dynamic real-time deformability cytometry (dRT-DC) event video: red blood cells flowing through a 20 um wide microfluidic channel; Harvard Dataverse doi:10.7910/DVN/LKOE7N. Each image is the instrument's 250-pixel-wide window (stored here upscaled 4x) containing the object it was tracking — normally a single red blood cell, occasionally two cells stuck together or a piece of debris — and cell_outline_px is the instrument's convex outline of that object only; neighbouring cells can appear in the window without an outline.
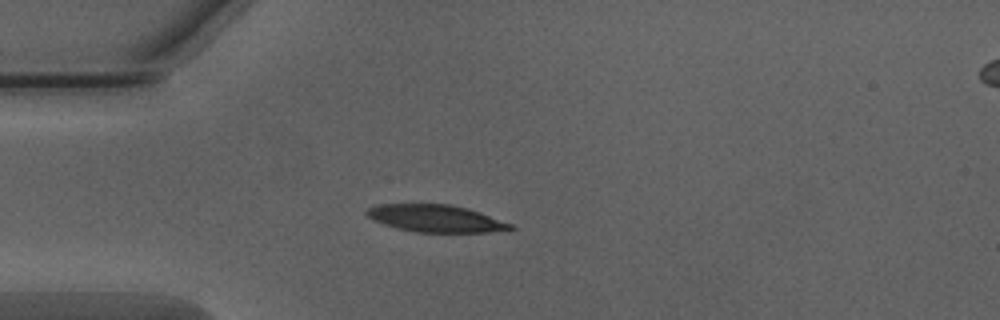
{"species": "Egyptian fruit bat (a non-hibernating species)", "species_latin": "Rousettus aegyptiacus", "temperature_condition": "warm", "stored_images_in_passage": 44, "camera_frame_rate_fps": 3000, "um_per_image_px": 0.085, "animal": {"sex": "male"}, "frame": {"image": 1, "passage_image": 10, "time_ms": 3.0, "image_size_px": [1000, 320], "cell_outline_px": [[516, 228], [508, 232], [416, 232], [396, 228], [372, 220], [364, 212], [368, 208], [376, 204], [452, 204], [468, 208], [480, 212], [512, 224]], "centroid_in_image_um": [37.07, 18.57], "position_along_channel_um": 47.9, "area_um2": 23.12}}
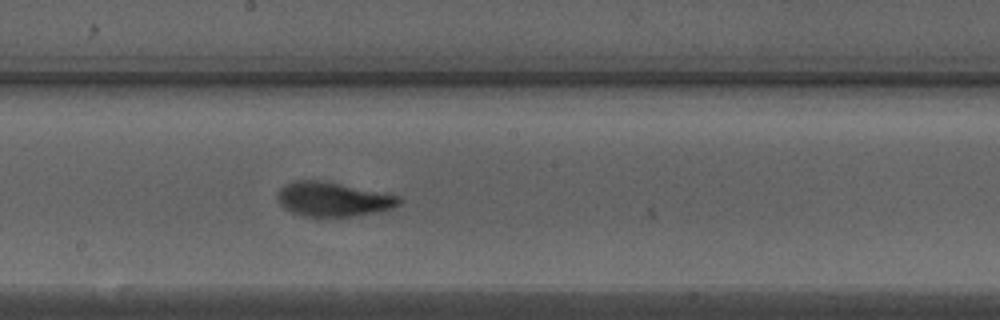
{"frame": {"image": 2, "passage_image": 24, "time_ms": 7.667, "image_size_px": [1000, 320], "cell_outline_px": [[404, 200], [400, 204], [392, 208], [380, 212], [352, 216], [304, 216], [292, 212], [284, 208], [280, 204], [276, 196], [280, 188], [284, 184], [296, 180], [320, 180], [384, 192], [400, 196]], "centroid_in_image_um": [28.34, 16.93], "position_along_channel_um": 219.9, "area_um2": 24.51}}
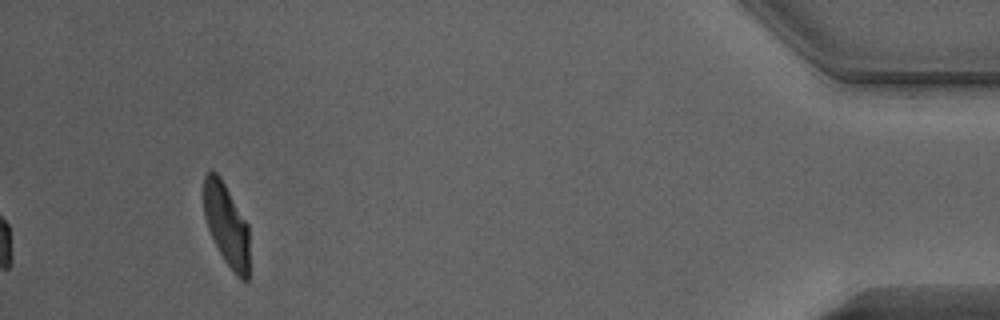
{"frame": {"image": 3, "passage_image": 44, "time_ms": 14.333, "image_size_px": [1000, 320], "cell_outline_px": [[248, 280], [240, 280], [236, 276], [224, 260], [208, 228], [204, 216], [204, 176], [208, 172], [216, 172], [220, 176], [248, 224]], "centroid_in_image_um": [19.25, 19.11], "position_along_channel_um": 415.9, "area_um2": 21.62}, "authors_computed_cell_mechanics": {"area_um2": 23.4957, "velocity_mm_per_s": 4.0197, "shape_relaxation_time_tau1_ms": 3.8282, "shape_relaxation_time_tau2_ms": 0.9902, "deformation_change_tau1": 0.2045, "deformation_change_tau2": 0.0759}}